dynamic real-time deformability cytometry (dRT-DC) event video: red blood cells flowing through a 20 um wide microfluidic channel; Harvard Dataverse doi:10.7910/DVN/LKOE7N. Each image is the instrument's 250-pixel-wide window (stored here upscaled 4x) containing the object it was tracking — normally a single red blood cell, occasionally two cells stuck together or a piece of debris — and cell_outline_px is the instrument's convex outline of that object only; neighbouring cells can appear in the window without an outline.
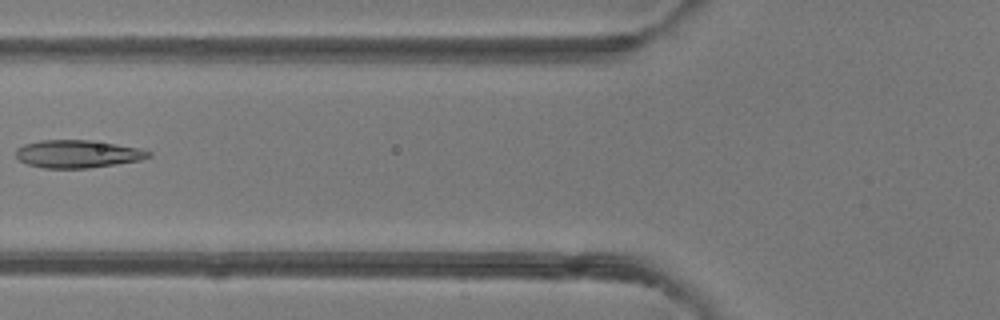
{"species": "common noctule bat (a hibernating species)", "species_latin": "Nyctalus noctula", "temperature_condition": "room temperature", "stored_images_in_passage": 5, "camera_frame_rate_fps": 3000, "um_per_image_px": 0.085, "animal": {"sex": "female"}, "frame": {"image": 1, "passage_image": 5, "time_ms": 5.0, "image_size_px": [1000, 320], "cell_outline_px": [[152, 156], [140, 160], [116, 164], [88, 168], [44, 168], [28, 164], [20, 160], [16, 156], [16, 148], [24, 144], [40, 140], [92, 140], [116, 144], [136, 148], [152, 152]], "centroid_in_image_um": [6.59, 13.08], "position_along_channel_um": 119.2, "area_um2": 21.39}}